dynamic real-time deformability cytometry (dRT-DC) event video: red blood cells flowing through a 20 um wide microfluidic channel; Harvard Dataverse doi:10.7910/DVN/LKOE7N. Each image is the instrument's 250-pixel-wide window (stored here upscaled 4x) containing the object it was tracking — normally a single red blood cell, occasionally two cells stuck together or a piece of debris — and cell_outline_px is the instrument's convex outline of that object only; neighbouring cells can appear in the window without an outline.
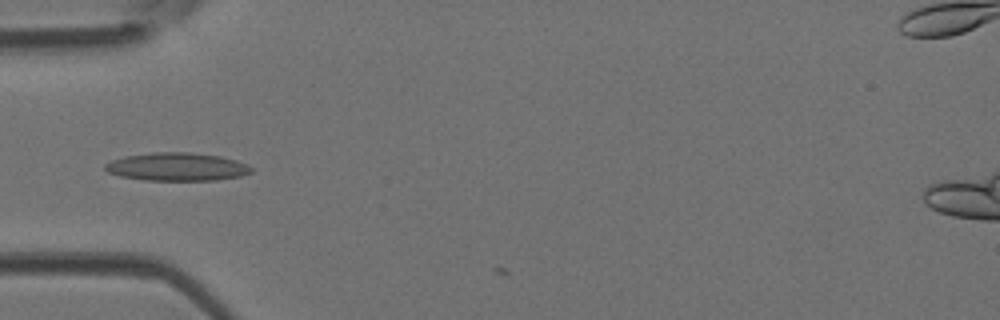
{"species": "Egyptian fruit bat (a non-hibernating species)", "species_latin": "Rousettus aegyptiacus", "temperature_condition": "room temperature", "stored_images_in_passage": 5, "camera_frame_rate_fps": 3000, "um_per_image_px": 0.085, "animal": {"sex": "female"}, "frame": {"image": 1, "passage_image": 2, "time_ms": 0.333, "image_size_px": [1000, 320], "cell_outline_px": [[252, 172], [240, 176], [216, 180], [144, 180], [120, 176], [108, 172], [104, 168], [104, 164], [112, 160], [124, 156], [152, 152], [192, 152], [220, 156], [236, 160], [248, 164], [252, 168]], "centroid_in_image_um": [15.04, 14.17], "position_along_channel_um": 70.0, "area_um2": 24.04}}